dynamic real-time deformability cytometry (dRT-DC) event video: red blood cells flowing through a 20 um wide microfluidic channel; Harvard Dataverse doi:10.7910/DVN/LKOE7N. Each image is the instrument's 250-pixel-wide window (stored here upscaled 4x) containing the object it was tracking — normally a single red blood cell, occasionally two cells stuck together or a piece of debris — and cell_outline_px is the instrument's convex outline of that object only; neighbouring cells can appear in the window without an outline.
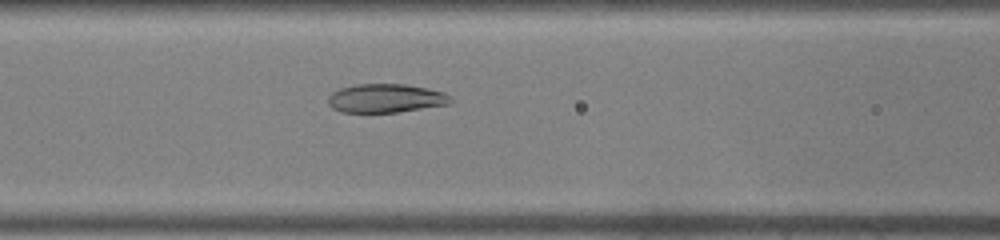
{"species": "common noctule bat (a hibernating species)", "species_latin": "Nyctalus noctula", "temperature_condition": "warm", "stored_images_in_passage": 31, "camera_frame_rate_fps": 3000, "um_per_image_px": 0.085, "animal": {"sex": "male", "body_mass_g": 19.0, "forearm_length_mm": 50.8}, "frame": {"image": 1, "passage_image": 6, "time_ms": 1.667, "image_size_px": [1000, 240], "cell_outline_px": [[452, 100], [448, 104], [396, 112], [340, 112], [332, 108], [328, 104], [328, 96], [332, 92], [340, 88], [356, 84], [404, 84], [428, 88], [444, 92]], "centroid_in_image_um": [32.74, 8.35], "position_along_channel_um": 133.9, "area_um2": 20.4}}
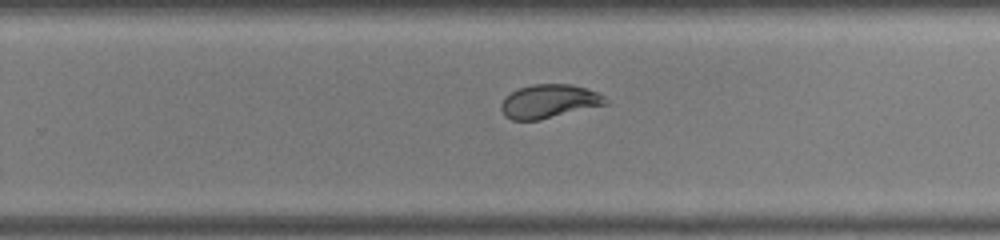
{"frame": {"image": 2, "passage_image": 16, "time_ms": 5.0, "image_size_px": [1000, 240], "cell_outline_px": [[608, 104], [540, 120], [512, 120], [504, 116], [500, 108], [500, 104], [504, 96], [520, 88], [532, 84], [572, 84], [588, 88], [604, 96], [608, 100]], "centroid_in_image_um": [46.66, 8.61], "position_along_channel_um": 283.1, "area_um2": 20.69}}
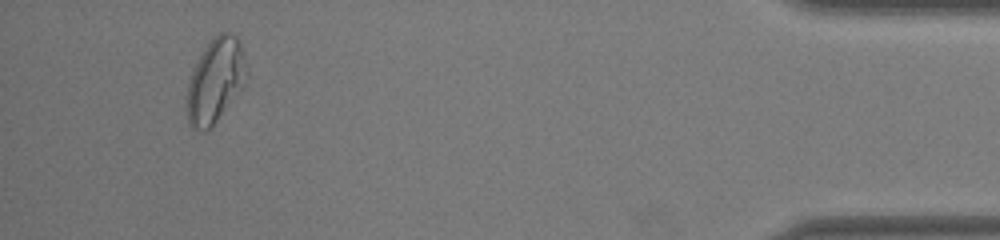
{"frame": {"image": 3, "passage_image": 29, "time_ms": 9.333, "image_size_px": [1000, 240], "cell_outline_px": [[248, 76], [244, 88], [216, 120], [208, 128], [192, 128], [188, 124], [188, 84], [192, 72], [204, 48], [212, 36], [220, 32], [228, 32], [236, 36], [240, 40], [244, 52]], "centroid_in_image_um": [18.37, 6.77], "position_along_channel_um": 416.8, "area_um2": 29.07}}